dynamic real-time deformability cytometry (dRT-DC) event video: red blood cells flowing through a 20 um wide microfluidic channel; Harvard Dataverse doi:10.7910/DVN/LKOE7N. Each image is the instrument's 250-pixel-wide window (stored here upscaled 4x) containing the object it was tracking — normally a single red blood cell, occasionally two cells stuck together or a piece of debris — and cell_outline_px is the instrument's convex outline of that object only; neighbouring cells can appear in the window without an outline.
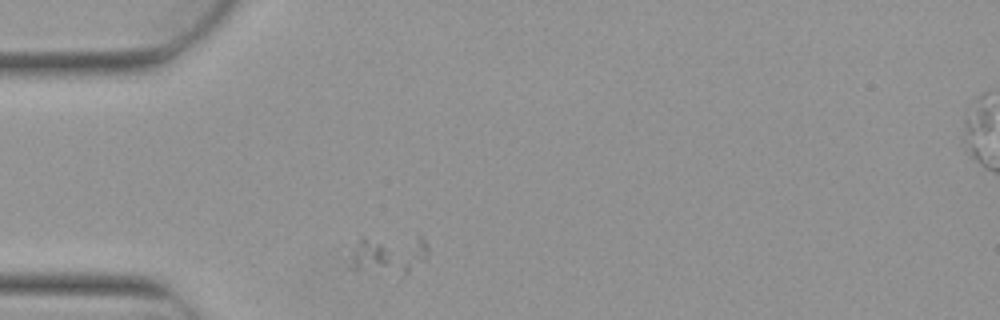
{"species": "Egyptian fruit bat (a non-hibernating species)", "species_latin": "Rousettus aegyptiacus", "temperature_condition": "warm", "stored_images_in_passage": 2, "segment_of_instrument_passage": [1, 2], "camera_frame_rate_fps": 3000, "um_per_image_px": 0.085, "animal": {"sex": "female"}, "frame": {"image": 1, "passage_image": 1, "time_ms": 0.0, "image_size_px": [1000, 320], "cell_outline_px": [[428, 252], [424, 260], [400, 280], [352, 268], [352, 256], [360, 236], [416, 232], [420, 232], [428, 244]], "centroid_in_image_um": [33.15, 21.58], "position_along_channel_um": 51.8, "area_um2": 19.88}}